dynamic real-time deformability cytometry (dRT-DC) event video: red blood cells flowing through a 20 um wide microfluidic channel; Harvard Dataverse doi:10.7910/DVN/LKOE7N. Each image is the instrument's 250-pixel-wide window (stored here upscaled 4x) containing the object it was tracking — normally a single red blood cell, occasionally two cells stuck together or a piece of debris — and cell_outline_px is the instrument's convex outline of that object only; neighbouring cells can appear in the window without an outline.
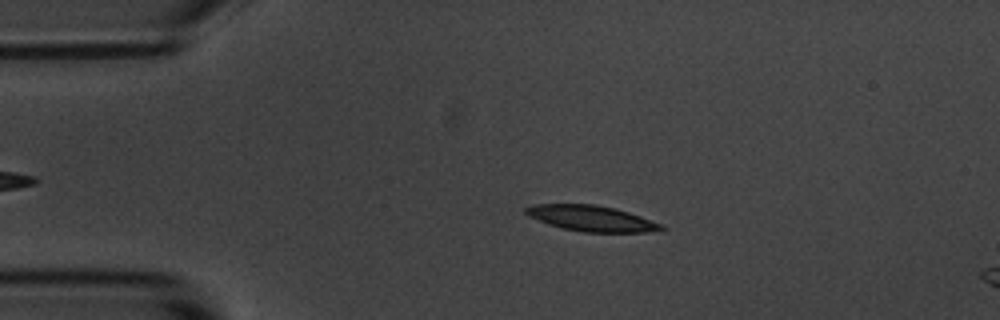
{"species": "common noctule bat (a hibernating species)", "species_latin": "Nyctalus noctula", "temperature_condition": "room temperature", "stored_images_in_passage": 4, "segment_of_instrument_passage": [1, 2], "camera_frame_rate_fps": 3000, "um_per_image_px": 0.085, "animal": {"sex": "male", "body_mass_g": 20.1, "forearm_length_mm": 53.5}, "frame": {"image": 1, "passage_image": 2, "time_ms": 0.333, "image_size_px": [1000, 320], "cell_outline_px": [[668, 228], [648, 232], [584, 232], [564, 228], [548, 224], [528, 216], [524, 212], [524, 208], [536, 204], [596, 204], [616, 208], [640, 216], [660, 224]], "centroid_in_image_um": [50.25, 18.55], "position_along_channel_um": 34.7, "area_um2": 20.17}}